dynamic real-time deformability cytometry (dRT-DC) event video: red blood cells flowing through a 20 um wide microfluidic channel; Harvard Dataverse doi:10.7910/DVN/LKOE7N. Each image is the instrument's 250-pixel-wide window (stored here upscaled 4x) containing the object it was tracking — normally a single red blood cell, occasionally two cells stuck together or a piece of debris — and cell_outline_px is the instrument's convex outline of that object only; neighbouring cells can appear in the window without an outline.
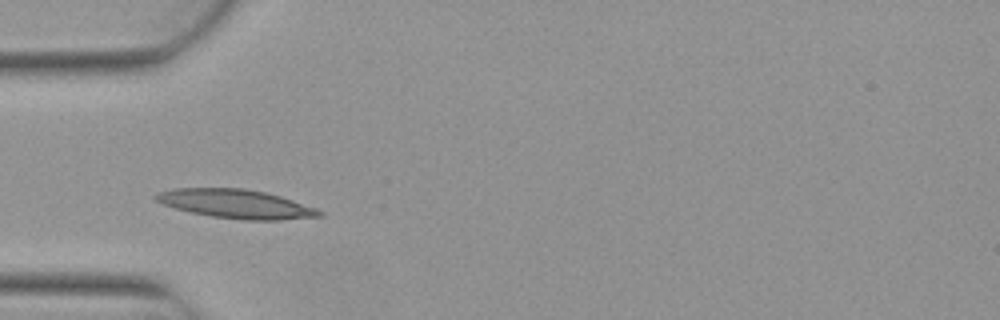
{"species": "Egyptian fruit bat (a non-hibernating species)", "species_latin": "Rousettus aegyptiacus", "temperature_condition": "warm", "stored_images_in_passage": 6, "camera_frame_rate_fps": 3000, "um_per_image_px": 0.085, "animal": {"sex": "female"}, "frame": {"image": 1, "passage_image": 4, "time_ms": 1.0, "image_size_px": [1000, 320], "cell_outline_px": [[324, 216], [280, 220], [244, 220], [212, 216], [192, 212], [176, 208], [164, 204], [156, 200], [152, 196], [156, 192], [176, 188], [244, 188], [264, 192], [280, 196], [316, 208], [324, 212]], "centroid_in_image_um": [20.07, 17.33], "position_along_channel_um": 64.9, "area_um2": 27.4}}
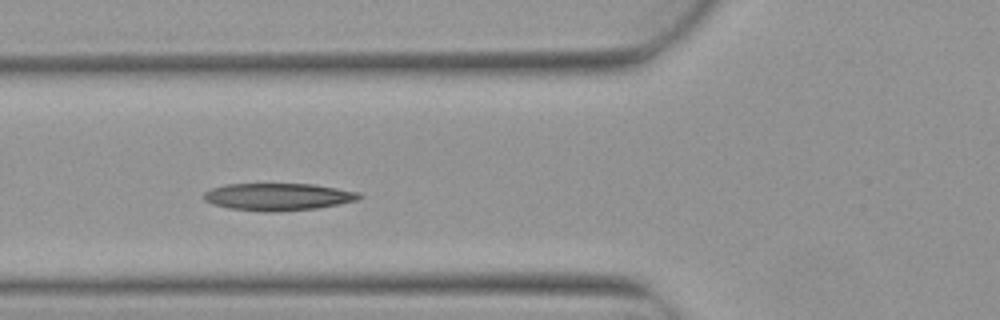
{"frame": {"image": 2, "passage_image": 5, "time_ms": 1.333, "image_size_px": [1000, 320], "cell_outline_px": [[364, 196], [360, 200], [340, 204], [316, 208], [272, 212], [264, 212], [228, 208], [212, 204], [204, 200], [204, 192], [212, 188], [224, 184], [316, 184], [360, 192]], "centroid_in_image_um": [23.68, 16.72], "position_along_channel_um": 102.1, "area_um2": 24.97}}
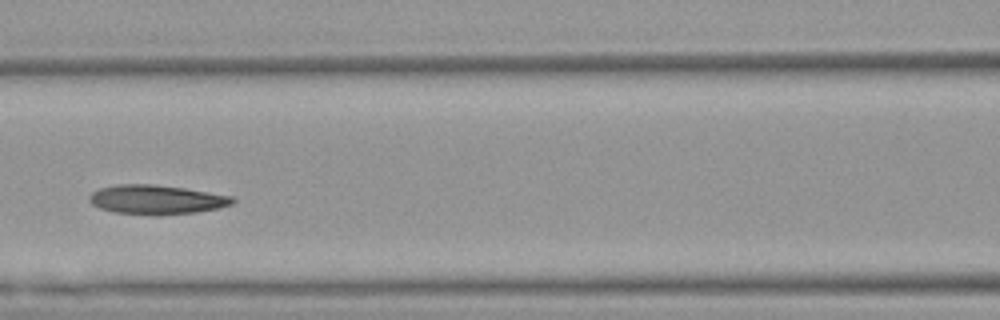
{"frame": {"image": 3, "passage_image": 6, "time_ms": 1.667, "image_size_px": [1000, 320], "cell_outline_px": [[236, 200], [232, 204], [220, 208], [196, 212], [160, 216], [156, 216], [112, 212], [100, 208], [92, 204], [88, 200], [88, 196], [92, 192], [100, 188], [116, 184], [152, 184], [184, 188], [232, 196]], "centroid_in_image_um": [13.28, 16.98], "position_along_channel_um": 153.3, "area_um2": 24.74}}